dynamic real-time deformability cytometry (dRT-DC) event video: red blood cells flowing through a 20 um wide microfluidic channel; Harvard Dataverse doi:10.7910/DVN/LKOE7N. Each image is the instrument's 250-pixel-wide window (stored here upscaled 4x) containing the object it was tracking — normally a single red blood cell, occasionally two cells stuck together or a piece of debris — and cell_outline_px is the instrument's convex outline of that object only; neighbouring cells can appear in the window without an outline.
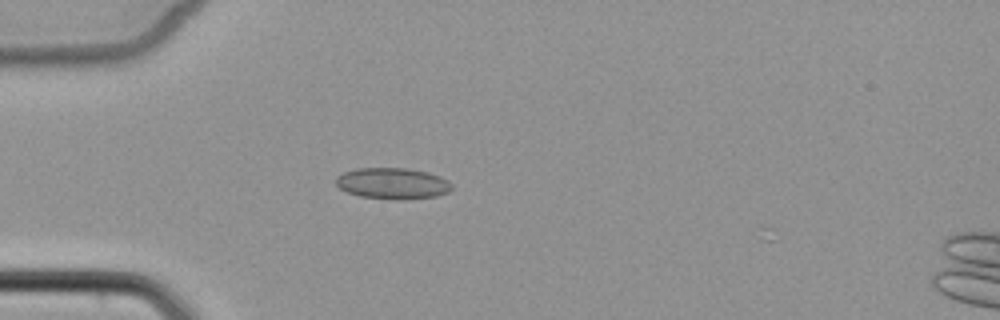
{"species": "common noctule bat (a hibernating species)", "species_latin": "Nyctalus noctula", "temperature_condition": "cold", "stored_images_in_passage": 3, "camera_frame_rate_fps": 3000, "um_per_image_px": 0.085, "animal": {"sex": "female", "body_mass_g": 22.7, "forearm_length_mm": 54.2}, "frame": {"image": 1, "passage_image": 2, "time_ms": 1.333, "image_size_px": [1000, 320], "cell_outline_px": [[452, 188], [448, 192], [436, 196], [400, 200], [396, 200], [360, 196], [348, 192], [340, 188], [336, 184], [336, 176], [344, 172], [356, 168], [408, 168], [428, 172], [440, 176], [448, 180], [452, 184]], "centroid_in_image_um": [33.38, 15.58], "position_along_channel_um": 51.6, "area_um2": 21.15}}